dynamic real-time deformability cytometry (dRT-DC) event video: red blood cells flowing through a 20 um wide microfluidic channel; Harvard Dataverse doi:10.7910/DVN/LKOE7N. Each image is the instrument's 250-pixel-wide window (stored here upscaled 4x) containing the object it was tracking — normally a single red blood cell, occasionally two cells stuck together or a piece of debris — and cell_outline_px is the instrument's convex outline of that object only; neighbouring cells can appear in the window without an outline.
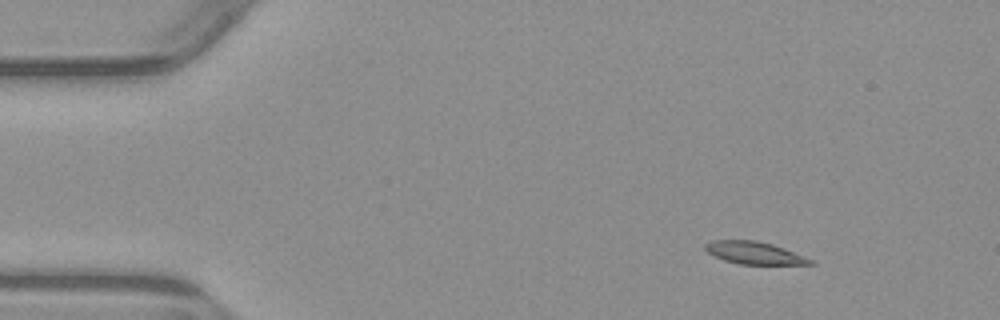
{"species": "common noctule bat (a hibernating species)", "species_latin": "Nyctalus noctula", "temperature_condition": "warm", "stored_images_in_passage": 4, "camera_frame_rate_fps": 3000, "um_per_image_px": 0.085, "animal": {"sex": "male", "body_mass_g": 23.1, "forearm_length_mm": 52.7}, "frame": {"image": 1, "passage_image": 1, "time_ms": 0.0, "image_size_px": [1000, 320], "cell_outline_px": [[816, 264], [740, 264], [724, 260], [708, 252], [704, 248], [704, 244], [712, 240], [756, 240], [772, 244], [804, 256], [812, 260]], "centroid_in_image_um": [64.09, 21.49], "position_along_channel_um": 20.9, "area_um2": 13.53}}